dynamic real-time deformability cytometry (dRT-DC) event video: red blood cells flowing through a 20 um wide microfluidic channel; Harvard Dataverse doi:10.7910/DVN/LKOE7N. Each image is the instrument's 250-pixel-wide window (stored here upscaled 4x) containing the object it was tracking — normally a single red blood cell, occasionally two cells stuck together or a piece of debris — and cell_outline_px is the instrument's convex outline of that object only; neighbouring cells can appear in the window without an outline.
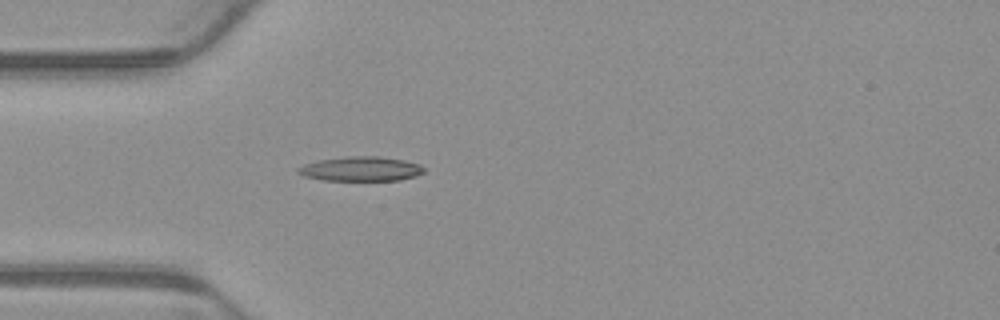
{"species": "common noctule bat (a hibernating species)", "species_latin": "Nyctalus noctula", "temperature_condition": "warm", "stored_images_in_passage": 5, "camera_frame_rate_fps": 3000, "um_per_image_px": 0.085, "animal": {"sex": "male", "body_mass_g": 23.1, "forearm_length_mm": 52.7}, "frame": {"image": 1, "passage_image": 5, "time_ms": 1.333, "image_size_px": [1000, 320], "cell_outline_px": [[424, 172], [416, 176], [400, 180], [320, 180], [304, 176], [296, 172], [296, 168], [304, 164], [320, 160], [348, 156], [380, 156], [404, 160], [420, 164], [424, 168]], "centroid_in_image_um": [30.67, 14.35], "position_along_channel_um": 54.3, "area_um2": 18.03}}